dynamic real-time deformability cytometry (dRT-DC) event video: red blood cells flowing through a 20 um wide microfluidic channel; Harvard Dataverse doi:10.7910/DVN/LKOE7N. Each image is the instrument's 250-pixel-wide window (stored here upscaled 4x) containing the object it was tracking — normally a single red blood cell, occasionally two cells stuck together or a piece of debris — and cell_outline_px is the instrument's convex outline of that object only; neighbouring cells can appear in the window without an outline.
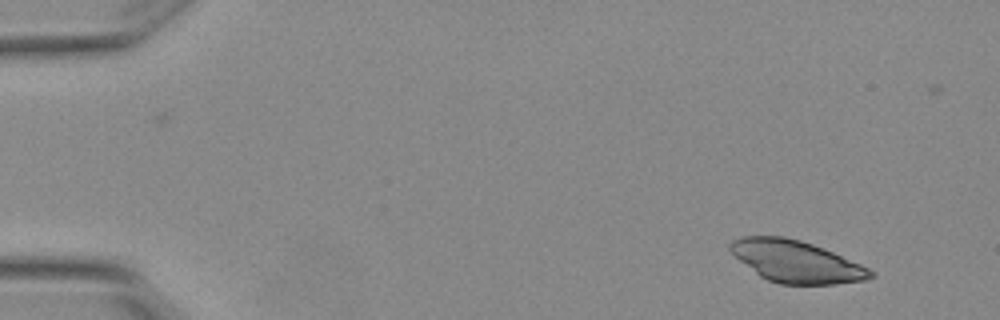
{"species": "Egyptian fruit bat (a non-hibernating species)", "species_latin": "Rousettus aegyptiacus", "temperature_condition": "warm", "stored_images_in_passage": 5, "camera_frame_rate_fps": 3000, "um_per_image_px": 0.085, "animal": {"sex": "female"}, "frame": {"image": 1, "passage_image": 5, "time_ms": 1.333, "image_size_px": [1000, 320], "cell_outline_px": [[876, 276], [864, 280], [836, 284], [780, 284], [768, 280], [760, 276], [740, 260], [728, 248], [728, 244], [732, 240], [740, 236], [784, 236], [800, 240], [812, 244], [832, 252], [860, 264], [868, 268]], "centroid_in_image_um": [67.65, 22.22], "position_along_channel_um": 17.4, "area_um2": 33.93}}